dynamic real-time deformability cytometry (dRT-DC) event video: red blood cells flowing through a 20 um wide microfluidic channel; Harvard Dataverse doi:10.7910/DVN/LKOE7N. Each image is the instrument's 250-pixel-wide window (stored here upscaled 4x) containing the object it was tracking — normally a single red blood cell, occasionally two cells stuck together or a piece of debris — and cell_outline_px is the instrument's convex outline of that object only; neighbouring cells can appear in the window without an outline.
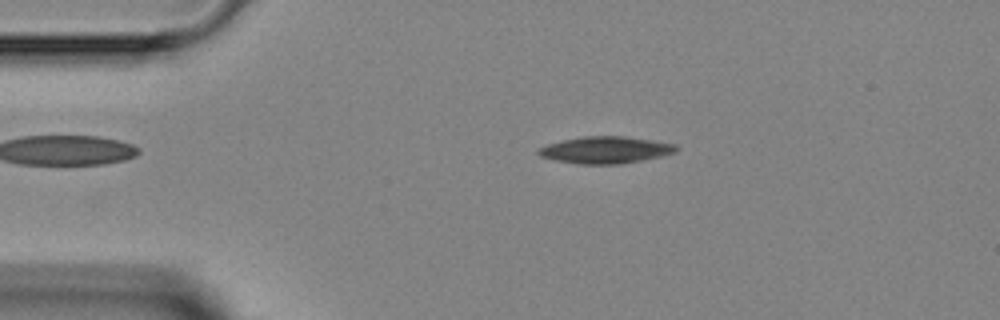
{"species": "Egyptian fruit bat (a non-hibernating species)", "species_latin": "Rousettus aegyptiacus", "temperature_condition": "room temperature", "stored_images_in_passage": 3, "camera_frame_rate_fps": 3000, "um_per_image_px": 0.085, "animal": {"sex": "female"}, "frame": {"image": 1, "passage_image": 1, "time_ms": 0.0, "image_size_px": [1000, 320], "cell_outline_px": [[680, 148], [676, 152], [664, 156], [624, 164], [576, 164], [556, 160], [540, 156], [536, 152], [540, 148], [548, 144], [560, 140], [584, 136], [624, 136], [676, 144]], "centroid_in_image_um": [51.51, 12.75], "position_along_channel_um": 33.5, "area_um2": 21.79}}